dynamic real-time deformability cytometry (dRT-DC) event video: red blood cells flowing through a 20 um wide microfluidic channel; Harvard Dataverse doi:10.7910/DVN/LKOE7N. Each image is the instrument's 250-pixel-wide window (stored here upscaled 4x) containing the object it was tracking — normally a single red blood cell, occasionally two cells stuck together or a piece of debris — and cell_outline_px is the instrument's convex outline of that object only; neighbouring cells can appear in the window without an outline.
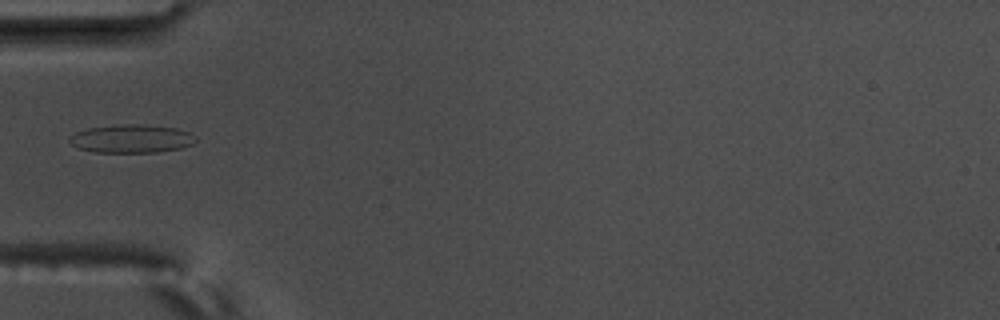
{"species": "common noctule bat (a hibernating species)", "species_latin": "Nyctalus noctula", "temperature_condition": "warm", "stored_images_in_passage": 5, "camera_frame_rate_fps": 3000, "um_per_image_px": 0.085, "animal": {"sex": "male", "body_mass_g": 17.5, "forearm_length_mm": 52.3}, "frame": {"image": 1, "passage_image": 5, "time_ms": 1.333, "image_size_px": [1000, 320], "cell_outline_px": [[196, 140], [192, 144], [180, 148], [156, 152], [92, 152], [76, 148], [68, 140], [76, 132], [88, 128], [124, 124], [144, 124], [176, 128], [188, 132], [196, 136]], "centroid_in_image_um": [11.17, 11.79], "position_along_channel_um": 73.8, "area_um2": 20.75}}